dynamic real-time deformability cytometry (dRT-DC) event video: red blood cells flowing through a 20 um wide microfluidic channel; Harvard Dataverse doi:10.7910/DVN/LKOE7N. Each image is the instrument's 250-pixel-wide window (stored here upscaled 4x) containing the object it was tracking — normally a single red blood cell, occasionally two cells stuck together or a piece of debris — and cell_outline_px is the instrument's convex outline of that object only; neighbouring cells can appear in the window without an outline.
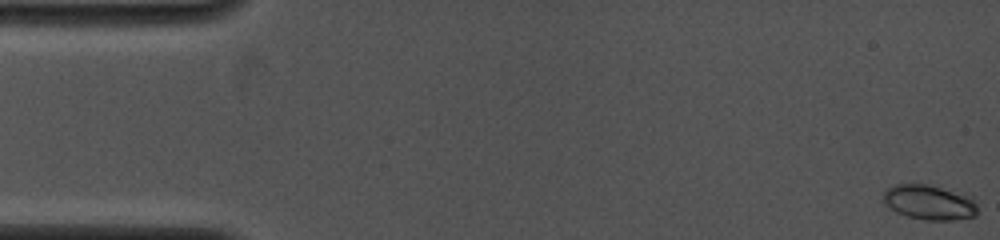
{"species": "common noctule bat (a hibernating species)", "species_latin": "Nyctalus noctula", "temperature_condition": "cold", "stored_images_in_passage": 5, "camera_frame_rate_fps": 4000, "um_per_image_px": 0.085, "animal": {"sex": "female", "body_mass_g": 19.0, "forearm_length_mm": 53.3}, "frame": {"image": 1, "passage_image": 1, "time_ms": 0.0, "image_size_px": [1000, 240], "cell_outline_px": [[976, 216], [952, 220], [924, 220], [908, 216], [896, 212], [884, 204], [880, 200], [880, 196], [888, 188], [896, 184], [928, 184], [964, 192], [972, 196], [976, 204]], "centroid_in_image_um": [78.98, 17.18], "position_along_channel_um": 6.0, "area_um2": 19.65}}